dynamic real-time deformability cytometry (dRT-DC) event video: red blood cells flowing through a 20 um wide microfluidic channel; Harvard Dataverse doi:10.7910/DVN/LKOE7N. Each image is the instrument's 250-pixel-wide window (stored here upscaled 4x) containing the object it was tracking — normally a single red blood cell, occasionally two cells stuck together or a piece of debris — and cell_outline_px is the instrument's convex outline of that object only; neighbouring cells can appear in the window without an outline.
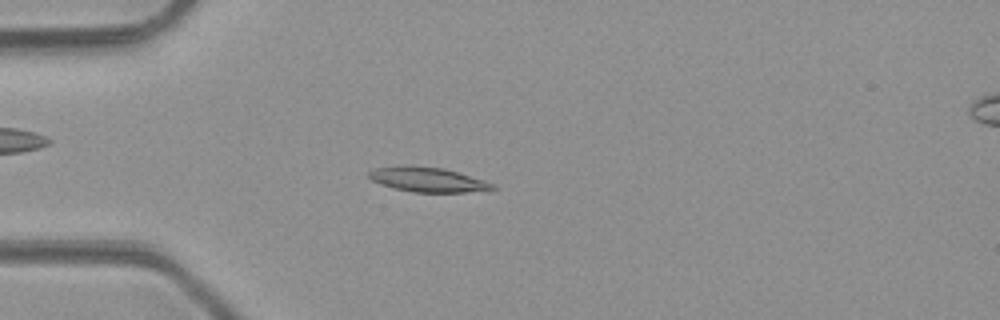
{"species": "common noctule bat (a hibernating species)", "species_latin": "Nyctalus noctula", "temperature_condition": "room temperature", "stored_images_in_passage": 48, "camera_frame_rate_fps": 3000, "um_per_image_px": 0.085, "animal": {"sex": "male", "body_mass_g": 23.1, "forearm_length_mm": 52.7}, "frame": {"image": 1, "passage_image": 13, "time_ms": 4.0, "image_size_px": [1000, 320], "cell_outline_px": [[496, 188], [464, 192], [412, 192], [392, 188], [380, 184], [372, 180], [368, 176], [368, 172], [376, 168], [404, 164], [412, 164], [444, 168], [484, 180], [496, 184]], "centroid_in_image_um": [36.3, 15.24], "position_along_channel_um": 48.7, "area_um2": 17.98}}
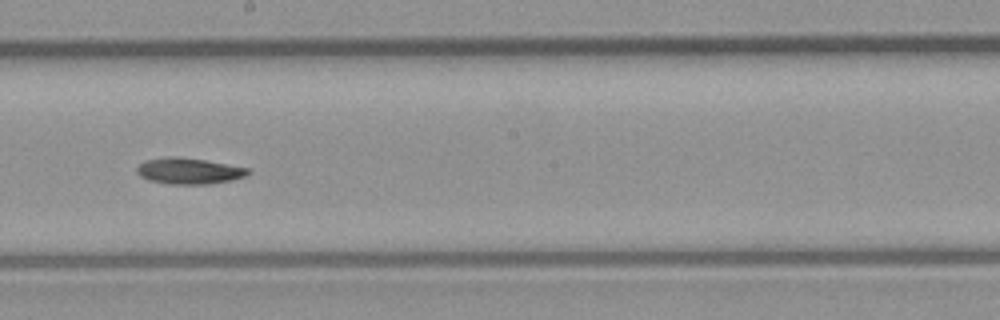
{"frame": {"image": 2, "passage_image": 27, "time_ms": 8.667, "image_size_px": [1000, 320], "cell_outline_px": [[252, 172], [244, 176], [232, 180], [208, 184], [168, 184], [148, 180], [140, 176], [136, 172], [136, 168], [144, 160], [164, 156], [176, 156], [204, 160], [248, 168]], "centroid_in_image_um": [16.01, 14.53], "position_along_channel_um": 232.2, "area_um2": 16.99}}
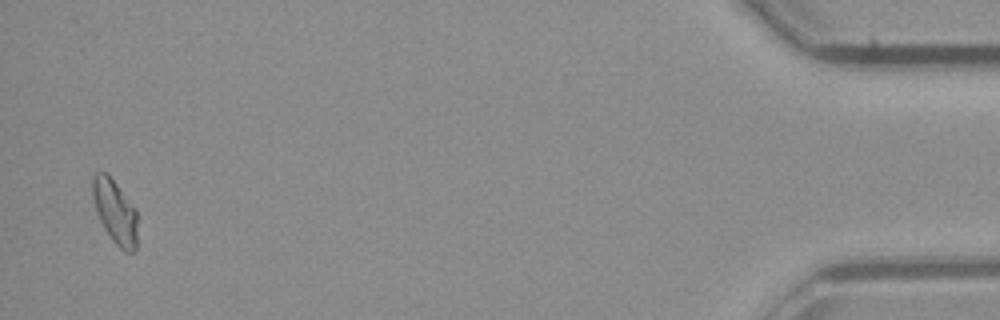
{"frame": {"image": 3, "passage_image": 47, "time_ms": 15.333, "image_size_px": [1000, 320], "cell_outline_px": [[136, 248], [132, 252], [124, 252], [112, 240], [104, 228], [100, 220], [92, 196], [92, 176], [96, 172], [108, 172], [136, 208]], "centroid_in_image_um": [9.77, 17.95], "position_along_channel_um": 425.4, "area_um2": 16.76}, "authors_computed_cell_mechanics": {"area_um2": 16.8487, "velocity_mm_per_s": 4.2515, "shape_relaxation_time_tau1_ms": 5.2865, "shape_relaxation_time_tau2_ms": null, "deformation_change_tau1": 0.1543, "deformation_change_tau2": null}}